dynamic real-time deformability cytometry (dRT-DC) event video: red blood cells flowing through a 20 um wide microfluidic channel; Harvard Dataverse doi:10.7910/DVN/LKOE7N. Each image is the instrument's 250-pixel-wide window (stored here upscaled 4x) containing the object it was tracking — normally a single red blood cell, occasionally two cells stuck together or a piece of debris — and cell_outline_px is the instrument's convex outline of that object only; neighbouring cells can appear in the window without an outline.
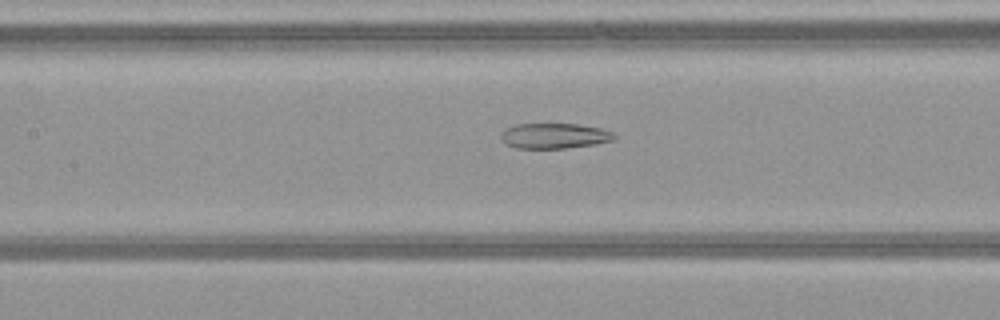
{"species": "common noctule bat (a hibernating species)", "species_latin": "Nyctalus noctula", "temperature_condition": "warm", "stored_images_in_passage": 40, "camera_frame_rate_fps": 3000, "um_per_image_px": 0.085, "animal": {"sex": "female", "body_mass_g": 21.9}, "frame": {"image": 1, "passage_image": 13, "time_ms": 4.0, "image_size_px": [1000, 320], "cell_outline_px": [[616, 136], [612, 140], [596, 144], [564, 148], [516, 148], [504, 144], [500, 136], [504, 128], [516, 124], [576, 124], [600, 128], [612, 132]], "centroid_in_image_um": [47.07, 11.55], "position_along_channel_um": 160.3, "area_um2": 16.7}}
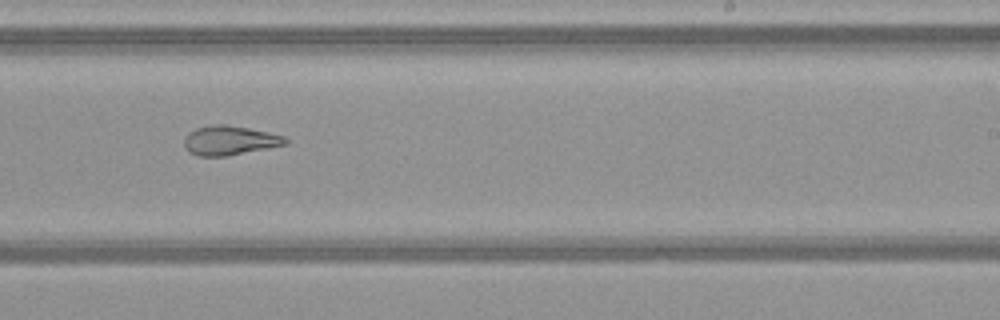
{"frame": {"image": 2, "passage_image": 21, "time_ms": 6.667, "image_size_px": [1000, 320], "cell_outline_px": [[288, 144], [228, 156], [200, 156], [188, 152], [184, 148], [184, 140], [188, 132], [196, 128], [212, 124], [224, 124], [248, 128], [268, 132], [284, 136], [288, 140]], "centroid_in_image_um": [19.5, 11.94], "position_along_channel_um": 269.5, "area_um2": 17.4}}
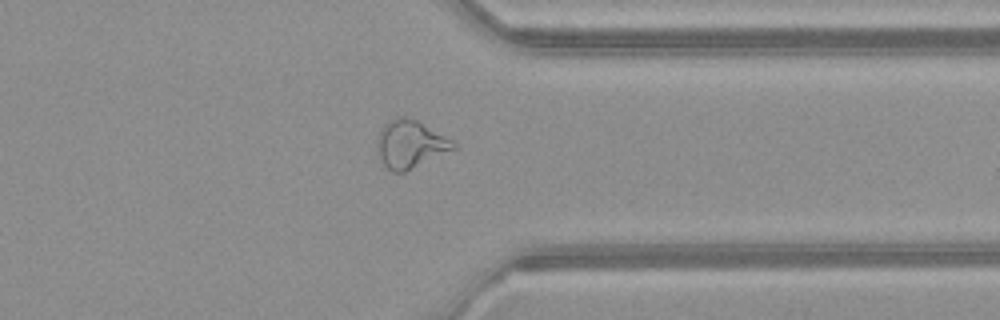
{"frame": {"image": 3, "passage_image": 29, "time_ms": 9.333, "image_size_px": [1000, 320], "cell_outline_px": [[456, 148], [404, 172], [392, 172], [376, 156], [376, 140], [384, 124], [388, 120], [396, 116], [404, 116], [416, 120], [452, 140], [456, 144]], "centroid_in_image_um": [34.81, 12.25], "position_along_channel_um": 376.6, "area_um2": 21.15}, "authors_computed_cell_mechanics": {"area_um2": 20.8369, "velocity_mm_per_s": 4.1098, "shape_relaxation_time_tau1_ms": null, "shape_relaxation_time_tau2_ms": 2.6524, "deformation_change_tau1": null, "deformation_change_tau2": 0.1121}}